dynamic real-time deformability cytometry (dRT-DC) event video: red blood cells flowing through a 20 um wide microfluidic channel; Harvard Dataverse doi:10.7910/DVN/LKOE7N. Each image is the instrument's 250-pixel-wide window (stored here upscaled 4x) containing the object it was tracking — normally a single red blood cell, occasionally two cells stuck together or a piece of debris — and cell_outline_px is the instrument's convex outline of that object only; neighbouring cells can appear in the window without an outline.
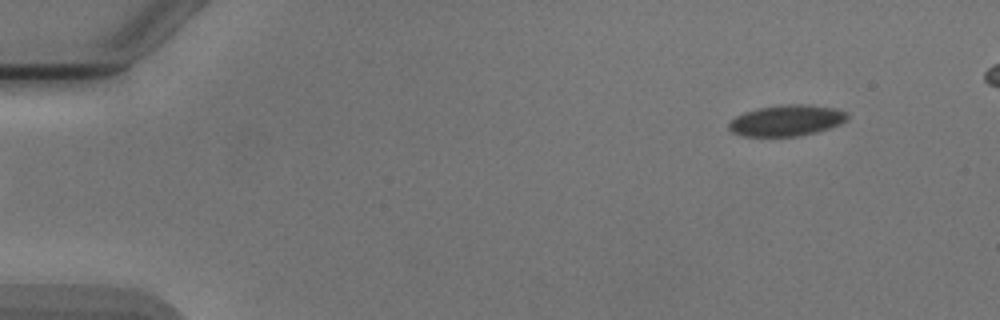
{"species": "Egyptian fruit bat (a non-hibernating species)", "species_latin": "Rousettus aegyptiacus", "temperature_condition": "cold", "stored_images_in_passage": 4, "camera_frame_rate_fps": 3000, "um_per_image_px": 0.085, "animal": {"sex": "male"}, "frame": {"image": 1, "passage_image": 4, "time_ms": 3.333, "image_size_px": [1000, 320], "cell_outline_px": [[848, 116], [840, 124], [816, 132], [796, 136], [744, 136], [732, 132], [728, 128], [728, 124], [736, 116], [744, 112], [760, 108], [788, 104], [808, 104], [836, 108], [848, 112]], "centroid_in_image_um": [66.87, 10.23], "position_along_channel_um": 18.1, "area_um2": 21.27}}